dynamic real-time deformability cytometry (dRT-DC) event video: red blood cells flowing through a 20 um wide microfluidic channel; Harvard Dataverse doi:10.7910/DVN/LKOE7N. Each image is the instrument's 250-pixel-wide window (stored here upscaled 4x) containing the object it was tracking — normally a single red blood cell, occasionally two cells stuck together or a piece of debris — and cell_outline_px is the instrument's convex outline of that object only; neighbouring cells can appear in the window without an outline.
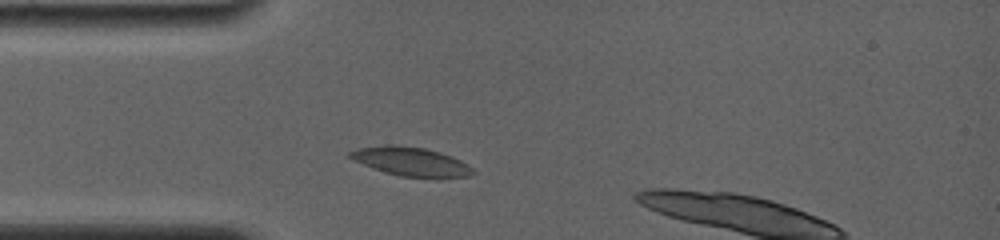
{"species": "common noctule bat (a hibernating species)", "species_latin": "Nyctalus noctula", "temperature_condition": "room temperature", "stored_images_in_passage": 7, "segment_of_instrument_passage": [1, 2], "camera_frame_rate_fps": 4000, "um_per_image_px": 0.085, "animal": {"sex": "female", "body_mass_g": 19.0, "forearm_length_mm": 56.7}, "frame": {"image": 1, "passage_image": 2, "time_ms": 0.75, "image_size_px": [1000, 240], "cell_outline_px": [[476, 172], [468, 176], [400, 176], [384, 172], [372, 168], [352, 160], [348, 156], [348, 152], [356, 148], [384, 144], [396, 144], [424, 148], [440, 152], [452, 156], [468, 164]], "centroid_in_image_um": [34.85, 13.69], "position_along_channel_um": 50.2, "area_um2": 20.52}}
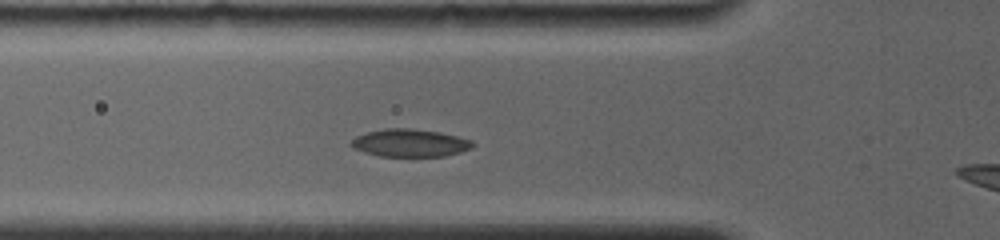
{"frame": {"image": 2, "passage_image": 4, "time_ms": 2.0, "image_size_px": [1000, 240], "cell_outline_px": [[476, 144], [472, 148], [460, 152], [444, 156], [380, 156], [364, 152], [352, 148], [348, 144], [356, 136], [368, 132], [384, 128], [408, 128], [440, 132], [472, 140]], "centroid_in_image_um": [34.84, 12.15], "position_along_channel_um": 91.0, "area_um2": 19.65}}
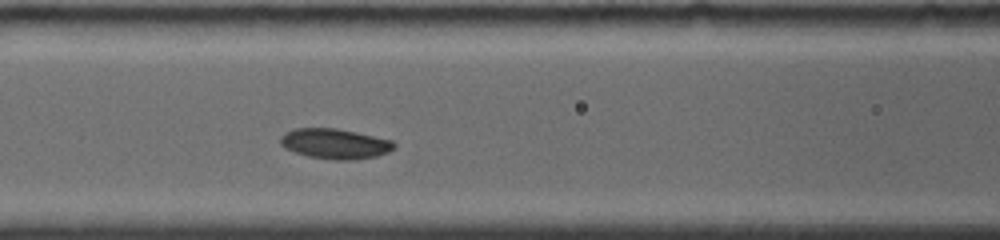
{"frame": {"image": 3, "passage_image": 6, "time_ms": 3.25, "image_size_px": [1000, 240], "cell_outline_px": [[396, 144], [388, 152], [376, 156], [352, 160], [336, 160], [308, 156], [284, 148], [280, 144], [280, 136], [284, 132], [296, 128], [336, 128], [356, 132], [392, 140]], "centroid_in_image_um": [28.44, 12.21], "position_along_channel_um": 138.2, "area_um2": 19.94}}